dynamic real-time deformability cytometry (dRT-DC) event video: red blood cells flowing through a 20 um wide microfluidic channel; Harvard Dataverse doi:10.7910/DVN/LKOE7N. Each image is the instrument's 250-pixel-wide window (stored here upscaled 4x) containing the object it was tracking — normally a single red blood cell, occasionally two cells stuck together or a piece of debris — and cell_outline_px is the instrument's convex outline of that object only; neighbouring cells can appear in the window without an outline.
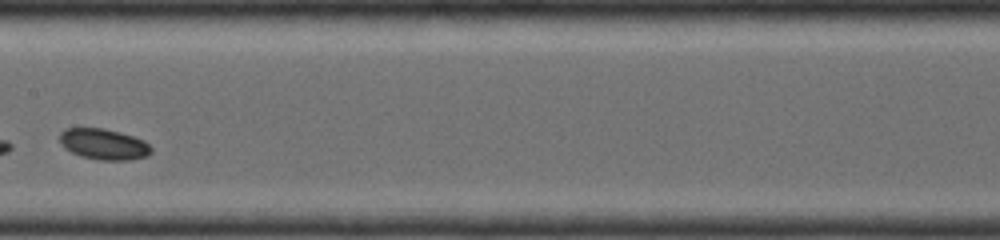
{"species": "common noctule bat (a hibernating species)", "species_latin": "Nyctalus noctula", "temperature_condition": "room temperature", "stored_images_in_passage": 13, "camera_frame_rate_fps": 4000, "um_per_image_px": 0.085, "animal": {"sex": "female", "body_mass_g": 19.0, "forearm_length_mm": 56.7}, "frame": {"image": 1, "passage_image": 6, "time_ms": 3.5, "image_size_px": [1000, 240], "cell_outline_px": [[152, 152], [148, 156], [132, 160], [100, 160], [80, 156], [64, 148], [60, 144], [60, 132], [64, 128], [104, 128], [120, 132], [144, 140], [152, 148]], "centroid_in_image_um": [8.82, 12.26], "position_along_channel_um": 198.6, "area_um2": 16.65}}
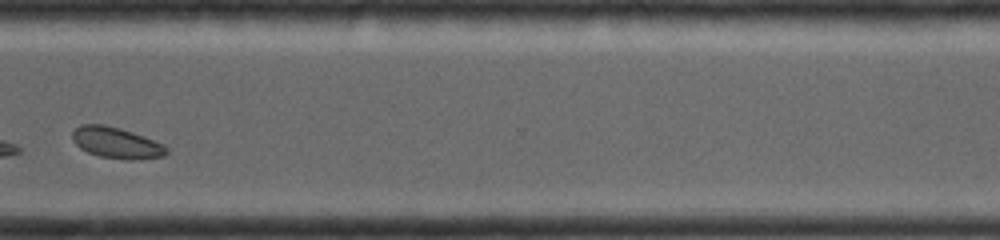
{"frame": {"image": 2, "passage_image": 11, "time_ms": 7.0, "image_size_px": [1000, 240], "cell_outline_px": [[168, 152], [164, 156], [140, 160], [128, 160], [100, 156], [88, 152], [80, 148], [72, 140], [72, 132], [80, 124], [104, 124], [120, 128], [144, 136], [164, 144], [168, 148]], "centroid_in_image_um": [9.91, 12.14], "position_along_channel_um": 360.7, "area_um2": 17.22}}